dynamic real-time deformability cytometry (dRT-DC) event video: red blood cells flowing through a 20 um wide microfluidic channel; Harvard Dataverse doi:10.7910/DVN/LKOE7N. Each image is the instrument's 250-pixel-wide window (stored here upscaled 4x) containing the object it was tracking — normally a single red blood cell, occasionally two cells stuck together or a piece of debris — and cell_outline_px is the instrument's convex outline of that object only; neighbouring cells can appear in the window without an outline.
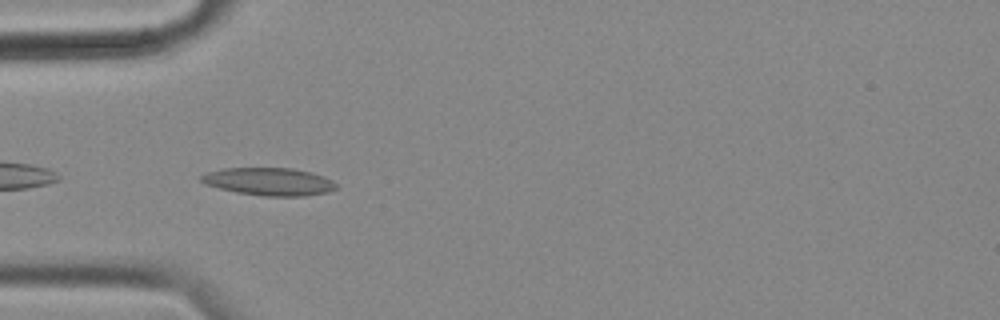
{"species": "common noctule bat (a hibernating species)", "species_latin": "Nyctalus noctula", "temperature_condition": "cold", "stored_images_in_passage": 36, "camera_frame_rate_fps": 3000, "um_per_image_px": 0.085, "animal": {"sex": "female", "body_mass_g": 18.4}, "frame": {"image": 1, "passage_image": 2, "time_ms": 0.333, "image_size_px": [1000, 320], "cell_outline_px": [[336, 188], [328, 192], [304, 196], [264, 196], [236, 192], [220, 188], [208, 184], [200, 180], [200, 176], [208, 172], [224, 168], [292, 168], [324, 176], [332, 180], [336, 184]], "centroid_in_image_um": [22.89, 15.43], "position_along_channel_um": 62.1, "area_um2": 21.56}}
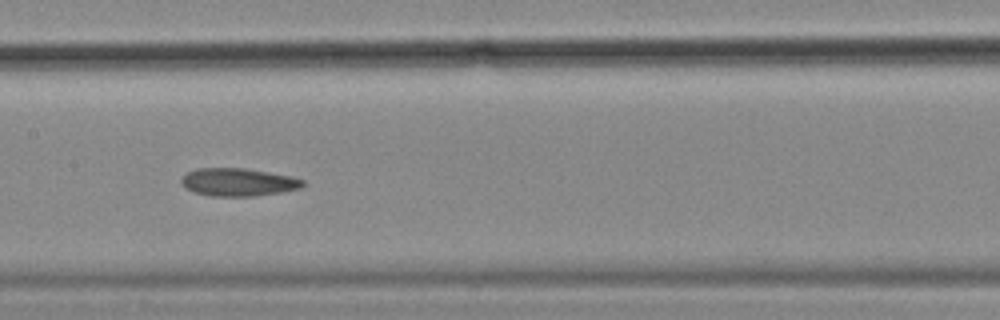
{"frame": {"image": 2, "passage_image": 13, "time_ms": 4.0, "image_size_px": [1000, 320], "cell_outline_px": [[304, 184], [300, 188], [280, 192], [252, 196], [212, 196], [196, 192], [180, 184], [180, 176], [196, 168], [244, 168], [292, 176], [304, 180]], "centroid_in_image_um": [20.22, 15.47], "position_along_channel_um": 187.2, "area_um2": 19.65}}
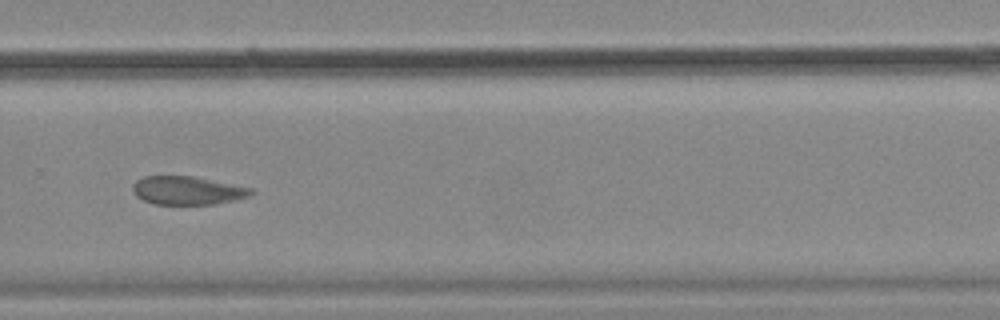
{"frame": {"image": 3, "passage_image": 24, "time_ms": 7.667, "image_size_px": [1000, 320], "cell_outline_px": [[256, 192], [248, 196], [232, 200], [212, 204], [156, 204], [144, 200], [136, 196], [132, 188], [132, 184], [136, 180], [144, 176], [192, 176], [252, 188]], "centroid_in_image_um": [15.9, 16.18], "position_along_channel_um": 313.9, "area_um2": 19.36}, "authors_computed_cell_mechanics": {"area_um2": 20.4612, "velocity_mm_per_s": 3.4593, "shape_relaxation_time_tau1_ms": null, "shape_relaxation_time_tau2_ms": 4.3622, "deformation_change_tau1": null, "deformation_change_tau2": 0.0947}}